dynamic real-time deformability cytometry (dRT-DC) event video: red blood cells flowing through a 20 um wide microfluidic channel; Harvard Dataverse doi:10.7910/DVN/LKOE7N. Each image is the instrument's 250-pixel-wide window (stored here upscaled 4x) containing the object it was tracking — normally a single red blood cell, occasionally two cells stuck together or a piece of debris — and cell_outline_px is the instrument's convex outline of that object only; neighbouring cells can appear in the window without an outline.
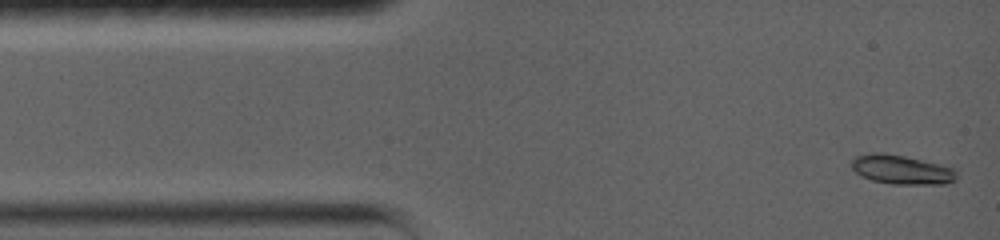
{"species": "common noctule bat (a hibernating species)", "species_latin": "Nyctalus noctula", "temperature_condition": "warm", "stored_images_in_passage": 8, "camera_frame_rate_fps": 5000, "um_per_image_px": 0.085, "animal": {"sex": "female", "body_mass_g": 19.0, "forearm_length_mm": 56.7}, "frame": {"image": 1, "passage_image": 1, "time_ms": 0.0, "image_size_px": [1000, 240], "cell_outline_px": [[956, 180], [944, 184], [892, 184], [872, 180], [860, 176], [852, 168], [852, 160], [856, 156], [876, 152], [880, 152], [904, 156], [956, 168]], "centroid_in_image_um": [76.64, 14.42], "position_along_channel_um": 8.4, "area_um2": 17.8}}